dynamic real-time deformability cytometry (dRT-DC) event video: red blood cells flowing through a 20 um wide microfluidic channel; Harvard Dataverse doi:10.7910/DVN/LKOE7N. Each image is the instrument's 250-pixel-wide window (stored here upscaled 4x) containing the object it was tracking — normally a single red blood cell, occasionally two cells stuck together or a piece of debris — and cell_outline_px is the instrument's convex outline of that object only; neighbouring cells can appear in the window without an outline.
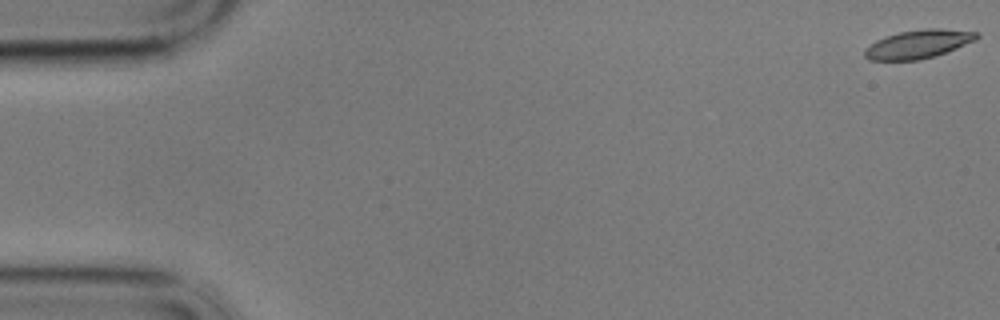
{"species": "common noctule bat (a hibernating species)", "species_latin": "Nyctalus noctula", "temperature_condition": "cold", "stored_images_in_passage": 59, "camera_frame_rate_fps": 3000, "um_per_image_px": 0.085, "animal": {"sex": "male", "body_mass_g": 17.9}, "frame": {"image": 1, "passage_image": 1, "time_ms": 0.0, "image_size_px": [1000, 320], "cell_outline_px": [[980, 36], [976, 40], [936, 56], [920, 60], [868, 60], [864, 56], [864, 48], [876, 40], [884, 36], [900, 32], [924, 28], [940, 28], [980, 32]], "centroid_in_image_um": [78.05, 3.74], "position_along_channel_um": 6.9, "area_um2": 18.84}}
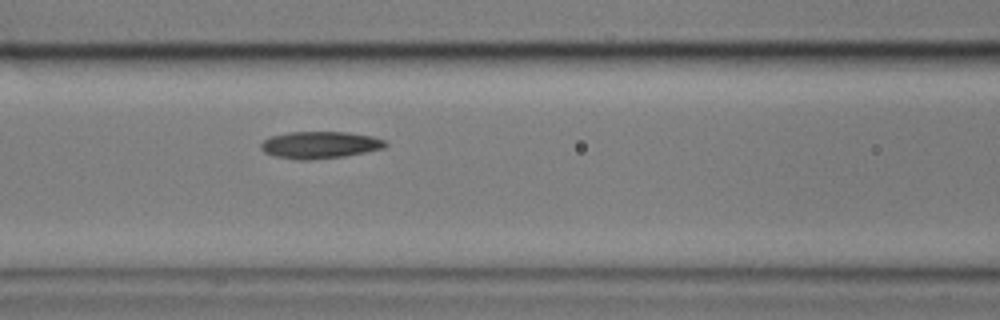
{"frame": {"image": 2, "passage_image": 25, "time_ms": 8.0, "image_size_px": [1000, 320], "cell_outline_px": [[388, 144], [384, 148], [344, 156], [308, 160], [296, 160], [276, 156], [264, 152], [260, 148], [260, 144], [264, 140], [272, 136], [288, 132], [348, 132], [372, 136], [384, 140]], "centroid_in_image_um": [27.18, 12.32], "position_along_channel_um": 139.4, "area_um2": 19.54}}
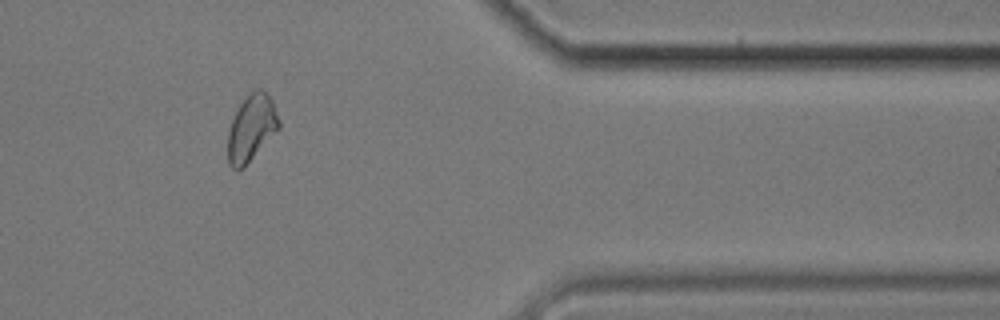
{"frame": {"image": 3, "passage_image": 49, "time_ms": 16.0, "image_size_px": [1000, 320], "cell_outline_px": [[280, 128], [244, 168], [236, 172], [228, 164], [228, 132], [232, 120], [240, 104], [256, 88], [260, 88], [272, 100], [280, 120]], "centroid_in_image_um": [21.37, 10.94], "position_along_channel_um": 390.0, "area_um2": 19.77}, "authors_computed_cell_mechanics": {"area_um2": 19.363, "velocity_mm_per_s": 3.4081, "shape_relaxation_time_tau1_ms": 3.0545, "shape_relaxation_time_tau2_ms": 3.9424, "deformation_change_tau1": 0.1074, "deformation_change_tau2": 0.0955}}